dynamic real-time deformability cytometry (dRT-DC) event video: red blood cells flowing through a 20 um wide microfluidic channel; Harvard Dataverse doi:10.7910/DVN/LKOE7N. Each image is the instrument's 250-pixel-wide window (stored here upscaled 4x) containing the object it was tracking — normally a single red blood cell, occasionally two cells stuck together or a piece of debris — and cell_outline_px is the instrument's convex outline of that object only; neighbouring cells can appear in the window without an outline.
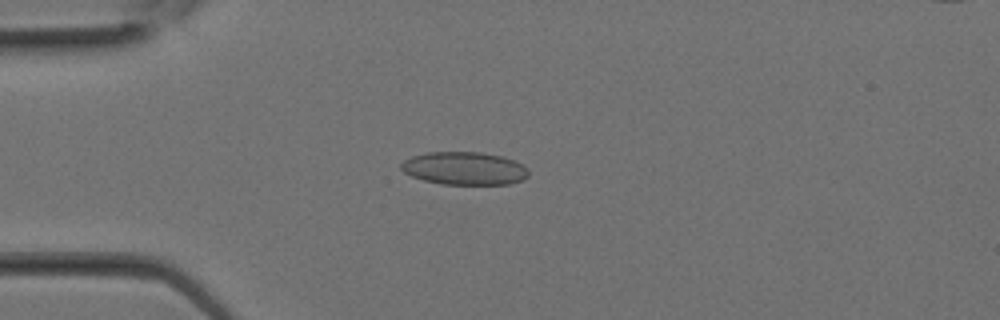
{"species": "Egyptian fruit bat (a non-hibernating species)", "species_latin": "Rousettus aegyptiacus", "temperature_condition": "room temperature", "stored_images_in_passage": 19, "camera_frame_rate_fps": 3000, "um_per_image_px": 0.085, "animal": {"sex": "female"}, "frame": {"image": 1, "passage_image": 7, "time_ms": 2.0, "image_size_px": [1000, 320], "cell_outline_px": [[528, 176], [520, 180], [508, 184], [440, 184], [424, 180], [412, 176], [404, 172], [400, 168], [400, 164], [404, 160], [412, 156], [428, 152], [480, 152], [500, 156], [512, 160], [528, 168]], "centroid_in_image_um": [39.44, 14.31], "position_along_channel_um": 45.6, "area_um2": 24.28}}
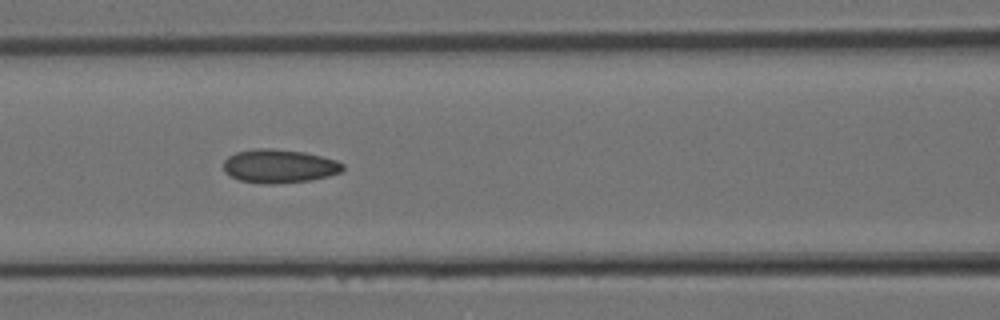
{"frame": {"image": 2, "passage_image": 12, "time_ms": 3.667, "image_size_px": [1000, 320], "cell_outline_px": [[344, 168], [340, 172], [328, 176], [312, 180], [272, 184], [268, 184], [240, 180], [224, 172], [224, 160], [228, 156], [236, 152], [260, 148], [272, 148], [304, 152], [336, 160], [344, 164]], "centroid_in_image_um": [23.74, 14.12], "position_along_channel_um": 142.9, "area_um2": 23.24}}
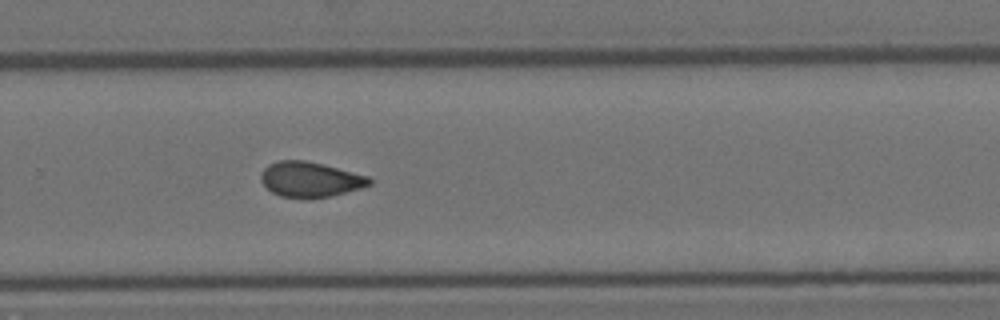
{"frame": {"image": 3, "passage_image": 19, "time_ms": 6.0, "image_size_px": [1000, 320], "cell_outline_px": [[372, 184], [360, 188], [328, 196], [308, 200], [280, 196], [272, 192], [260, 180], [260, 172], [268, 164], [276, 160], [304, 160], [324, 164], [368, 176], [372, 180]], "centroid_in_image_um": [26.33, 15.25], "position_along_channel_um": 303.5, "area_um2": 22.48}}